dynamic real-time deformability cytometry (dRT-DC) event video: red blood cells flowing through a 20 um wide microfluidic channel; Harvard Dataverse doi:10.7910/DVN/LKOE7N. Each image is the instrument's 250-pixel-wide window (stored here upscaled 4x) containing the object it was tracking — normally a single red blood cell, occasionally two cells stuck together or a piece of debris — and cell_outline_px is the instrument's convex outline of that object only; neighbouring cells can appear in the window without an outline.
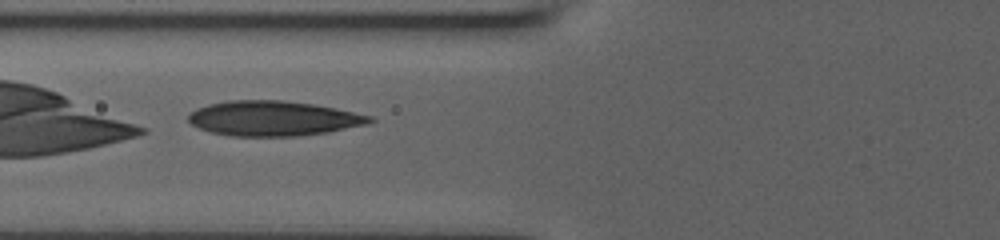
{"species": "human", "species_latin": "Homo sapiens", "temperature_condition": "room temperature", "stored_images_in_passage": 28, "camera_frame_rate_fps": 3000, "um_per_image_px": 0.085, "donor": {"sex": "male"}, "frame": {"image": 1, "passage_image": 10, "time_ms": 7.667, "image_size_px": [1000, 240], "cell_outline_px": [[376, 120], [368, 124], [328, 132], [296, 136], [232, 136], [212, 132], [200, 128], [192, 124], [188, 120], [188, 116], [196, 108], [208, 104], [228, 100], [280, 100], [312, 104], [336, 108], [372, 116]], "centroid_in_image_um": [23.25, 10.06], "position_along_channel_um": 102.6, "area_um2": 36.88}}
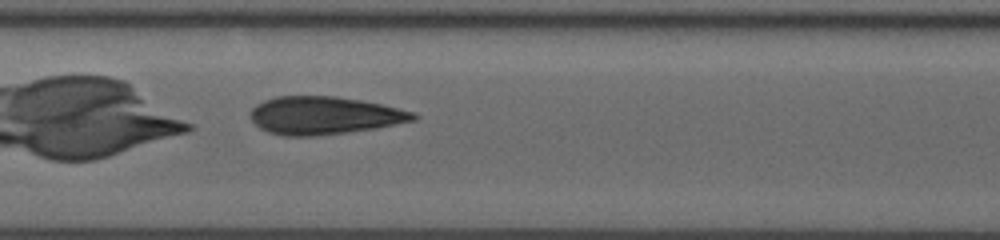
{"frame": {"image": 2, "passage_image": 14, "time_ms": 9.667, "image_size_px": [1000, 240], "cell_outline_px": [[420, 116], [416, 120], [376, 128], [348, 132], [316, 136], [284, 136], [268, 132], [260, 128], [252, 120], [252, 108], [256, 104], [264, 100], [276, 96], [336, 96], [360, 100], [380, 104], [416, 112]], "centroid_in_image_um": [27.58, 9.81], "position_along_channel_um": 179.8, "area_um2": 35.95}}
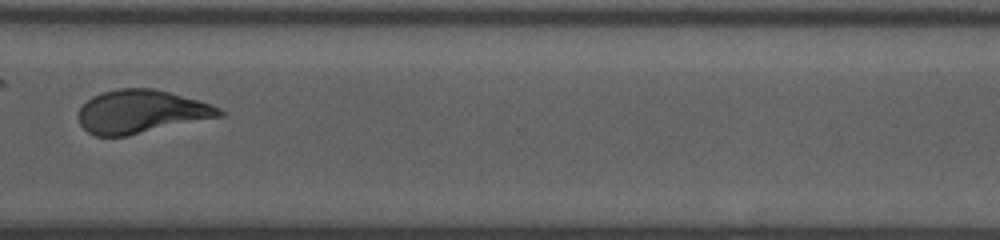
{"frame": {"image": 3, "passage_image": 25, "time_ms": 14.333, "image_size_px": [1000, 240], "cell_outline_px": [[224, 116], [128, 136], [96, 136], [88, 132], [80, 124], [80, 108], [92, 96], [104, 92], [120, 88], [152, 88], [168, 92], [212, 104], [220, 108], [224, 112]], "centroid_in_image_um": [12.04, 9.5], "position_along_channel_um": 358.6, "area_um2": 35.37}, "authors_computed_cell_mechanics": {"area_um2": 36.1828, "velocity_mm_per_s": 3.8356, "shape_relaxation_time_tau1_ms": 3.5512, "shape_relaxation_time_tau2_ms": 5.0658, "deformation_change_tau1": 0.2315, "deformation_change_tau2": 0.0779}}